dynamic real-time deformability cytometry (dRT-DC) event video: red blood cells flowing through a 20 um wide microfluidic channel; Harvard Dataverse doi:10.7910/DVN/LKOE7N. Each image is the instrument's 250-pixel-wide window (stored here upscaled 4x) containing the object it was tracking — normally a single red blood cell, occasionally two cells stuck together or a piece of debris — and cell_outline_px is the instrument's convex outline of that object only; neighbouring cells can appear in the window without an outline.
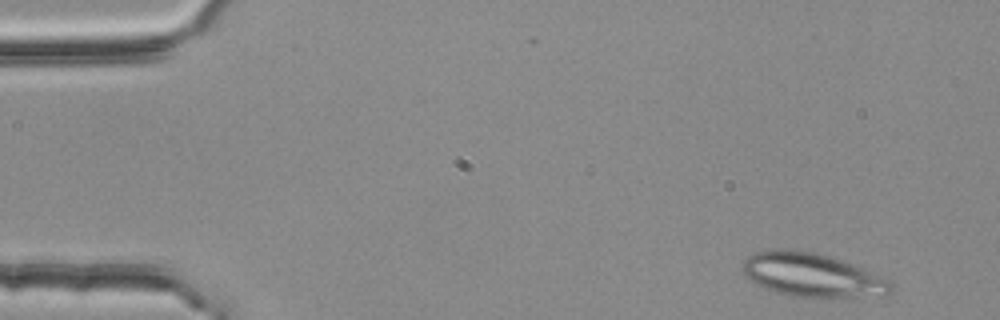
{"species": "common noctule bat (a hibernating species)", "species_latin": "Nyctalus noctula", "temperature_condition": "room temperature", "stored_images_in_passage": 50, "camera_frame_rate_fps": 3000, "um_per_image_px": 0.085, "animal": {"sex": "female", "body_mass_g": 25.1}, "frame": {"image": 1, "passage_image": 2, "time_ms": 0.333, "image_size_px": [1000, 320], "cell_outline_px": [[892, 292], [888, 296], [788, 296], [764, 288], [748, 280], [744, 276], [744, 260], [748, 256], [756, 252], [812, 252], [828, 256], [852, 264], [892, 280]], "centroid_in_image_um": [69.09, 23.42], "position_along_channel_um": 15.9, "area_um2": 36.7}}
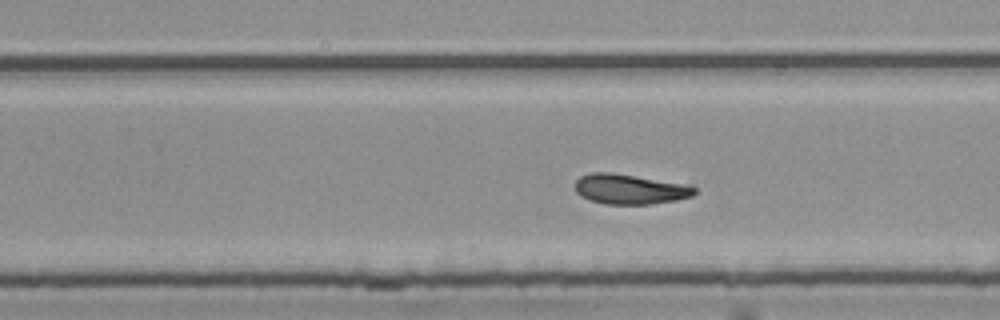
{"frame": {"image": 2, "passage_image": 32, "time_ms": 10.333, "image_size_px": [1000, 320], "cell_outline_px": [[696, 192], [692, 196], [676, 200], [648, 204], [604, 204], [580, 196], [576, 192], [576, 180], [580, 176], [592, 172], [608, 172], [680, 184], [696, 188]], "centroid_in_image_um": [53.47, 16.09], "position_along_channel_um": 276.3, "area_um2": 20.29}}
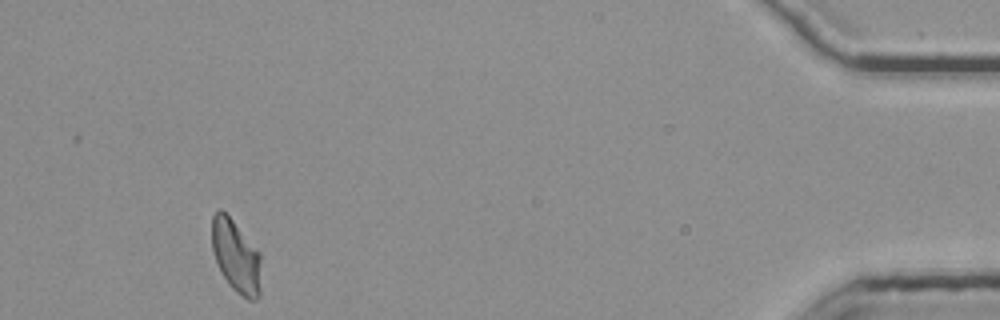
{"frame": {"image": 3, "passage_image": 49, "time_ms": 16.0, "image_size_px": [1000, 320], "cell_outline_px": [[260, 292], [256, 300], [248, 300], [236, 292], [228, 284], [220, 272], [216, 264], [212, 248], [212, 216], [220, 208], [232, 220], [260, 252]], "centroid_in_image_um": [20.05, 21.81], "position_along_channel_um": 415.2, "area_um2": 20.87}, "authors_computed_cell_mechanics": {"area_um2": 21.2126, "velocity_mm_per_s": 3.7269, "shape_relaxation_time_tau1_ms": null, "shape_relaxation_time_tau2_ms": 5.5589, "deformation_change_tau1": null, "deformation_change_tau2": 0.1372}}